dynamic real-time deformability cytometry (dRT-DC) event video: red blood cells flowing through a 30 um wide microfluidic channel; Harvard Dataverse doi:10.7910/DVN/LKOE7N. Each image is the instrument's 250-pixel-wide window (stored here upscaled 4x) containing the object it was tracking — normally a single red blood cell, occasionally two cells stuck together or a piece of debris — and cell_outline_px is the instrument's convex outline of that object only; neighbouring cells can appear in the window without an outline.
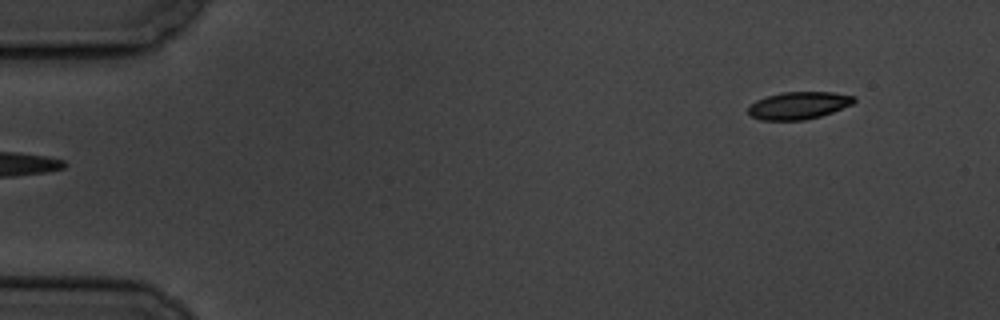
{"species": "common noctule bat (a hibernating species)", "species_latin": "Nyctalus noctula", "temperature_condition": "cold", "stored_images_in_passage": 6, "segment_of_instrument_passage": [2, 2], "camera_frame_rate_fps": 3000, "um_per_image_px": 0.085, "animal": {"sex": "male", "body_mass_g": 19.5, "forearm_length_mm": 54.6}, "frame": {"image": 1, "passage_image": 6, "time_ms": 5.667, "image_size_px": [1000, 320], "cell_outline_px": [[856, 100], [852, 104], [832, 112], [820, 116], [804, 120], [760, 120], [752, 116], [748, 112], [748, 104], [756, 100], [780, 92], [836, 92], [856, 96]], "centroid_in_image_um": [67.88, 8.95], "position_along_channel_um": 17.1, "area_um2": 16.99}}